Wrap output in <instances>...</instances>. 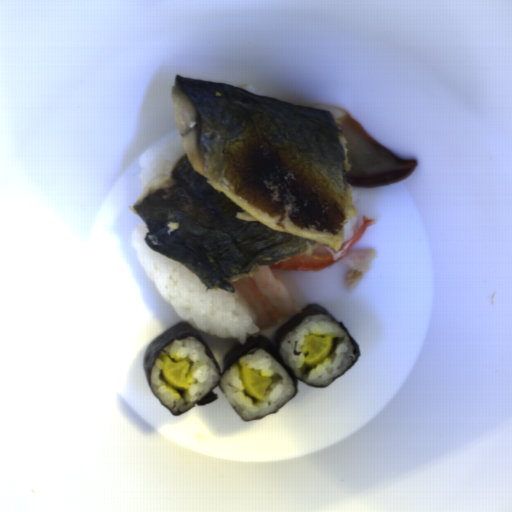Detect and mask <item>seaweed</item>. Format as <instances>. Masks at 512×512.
<instances>
[{
    "label": "seaweed",
    "mask_w": 512,
    "mask_h": 512,
    "mask_svg": "<svg viewBox=\"0 0 512 512\" xmlns=\"http://www.w3.org/2000/svg\"><path fill=\"white\" fill-rule=\"evenodd\" d=\"M318 313L319 314H326L339 327H341L345 331V333L348 335V337L350 338V340L352 342V345H353V347L355 349V354H356V359L354 360V362L348 368V369H350L355 364V362L358 360V358L360 356L361 350H360L359 344L351 336L350 332L348 331V329L346 328L344 323H342L341 321H337L335 319V317L329 311H327L323 306H319V305H316V304H310V305H307L306 307H304L298 314H296L294 317H292L291 319L286 321L284 324H282L279 328H277L275 330V332H274L275 345L269 339H267L265 336H263L261 334V335H258L257 337H251L250 336L248 338V340L245 342V344H242V343L241 344H237L234 347H232L231 349H229L227 351V353L225 354V357H224V370H223V372H221L220 367H219V365H218L214 355L210 351V349L207 346V344L205 343L204 339L200 336V334L188 322H181L179 324H176V325L172 326L171 328H169L168 330L163 332L161 335L156 337L151 342V344L146 348V350H145V354H144V358H143V372H144V375L146 377L149 389L152 392V390L150 388V384H149V376H150V370L152 368V365L154 363V360H155L157 354L165 346H169L175 339L176 340H183V339L188 338V337L191 336V337H195L196 339H198L199 341H201L205 345L206 355L209 356L212 359V361L216 364V366L220 370V380H219V382H218L216 387H219L222 392H223V389L221 387V378H222V376L235 363H237L241 357H244L246 355L252 354V353H254V352L258 351V350H264L269 355H271L279 363V365L286 371V373L289 375V377L291 378V380L293 382V386H294V390H295L294 394L292 395V397L286 403H284L277 410H275L273 412H270V413H267V414H264L261 417L253 418L251 420H244L237 413V411L234 409V407L230 403V405H231L233 411L235 412L236 416L238 418H240L241 420H244V421L247 422V421H259L261 419H264L265 417H267L269 415H272V414L276 413L277 411H279L281 408H283L286 404H288L296 396L298 381H300V382H302V383H304V384H306V385H308L310 387H315V388H319V389L320 388H326L327 386L332 384L335 380H337L340 376H342L348 370L347 369L346 371H344L341 375H339L336 379H334L328 385L318 386V385H314V384H311V383H307V382H305V381L295 377L292 368H290L287 364H285L284 361L281 359L280 354H279V343L284 339V337L287 335V333L290 332L291 330H293L296 326H298L308 316L314 315V314H318ZM215 388H213L210 392H208L193 407H195L196 405L202 406V405H204L206 403L213 402L214 400H216L218 395H217V393H213V390ZM152 394H153V392H152ZM223 394H224V392H223ZM155 398L157 399L156 396H155ZM162 405L170 413H172L174 416L181 415V414L173 413L167 406H165L164 404H162ZM193 407H191L187 411L191 410ZM187 411H185V412H187Z\"/></svg>",
    "instance_id": "1faa68ee"
}]
</instances>
